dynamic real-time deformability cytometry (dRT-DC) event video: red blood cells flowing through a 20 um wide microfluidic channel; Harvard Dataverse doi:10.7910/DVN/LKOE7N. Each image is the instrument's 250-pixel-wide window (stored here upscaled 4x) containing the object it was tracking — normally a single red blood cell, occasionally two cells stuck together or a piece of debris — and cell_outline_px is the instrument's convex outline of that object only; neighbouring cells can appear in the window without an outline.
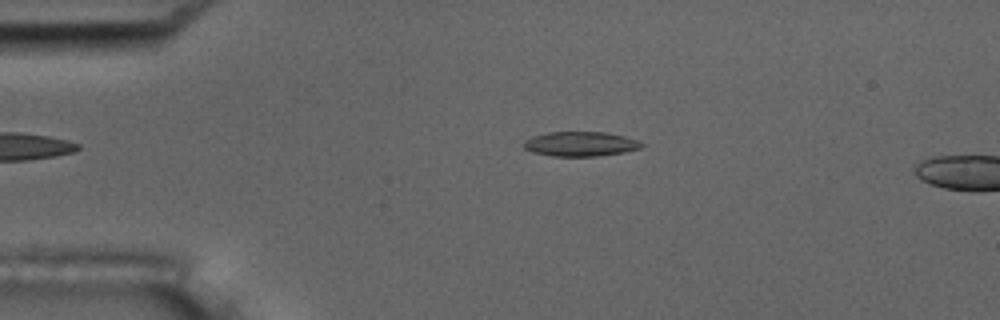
{"species": "common noctule bat (a hibernating species)", "species_latin": "Nyctalus noctula", "temperature_condition": "room temperature", "stored_images_in_passage": 6, "camera_frame_rate_fps": 3000, "um_per_image_px": 0.085, "animal": {"sex": "male", "body_mass_g": 17.5, "forearm_length_mm": 52.3}, "frame": {"image": 1, "passage_image": 2, "time_ms": 0.333, "image_size_px": [1000, 320], "cell_outline_px": [[644, 144], [640, 148], [624, 152], [596, 156], [552, 156], [532, 152], [524, 148], [524, 140], [532, 136], [548, 132], [604, 132], [624, 136], [636, 140]], "centroid_in_image_um": [49.3, 12.23], "position_along_channel_um": 35.7, "area_um2": 16.82}}